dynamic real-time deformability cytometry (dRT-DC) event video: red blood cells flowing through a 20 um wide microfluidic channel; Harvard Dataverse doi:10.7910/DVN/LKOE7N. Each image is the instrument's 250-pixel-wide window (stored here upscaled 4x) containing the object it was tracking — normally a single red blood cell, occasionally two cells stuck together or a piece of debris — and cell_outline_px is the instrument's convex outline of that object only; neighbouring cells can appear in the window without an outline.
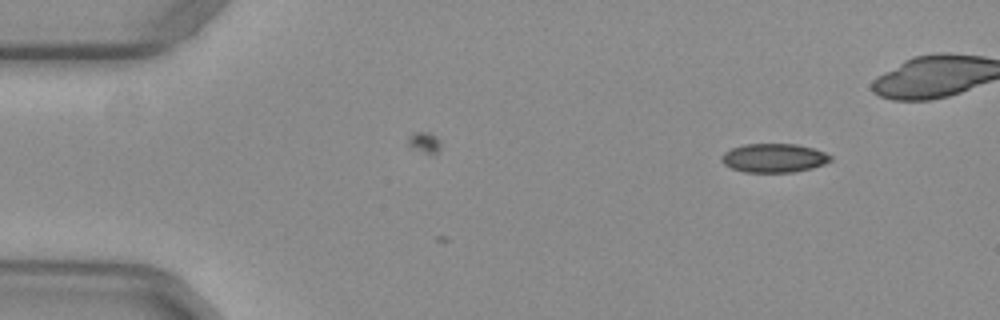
{"species": "common noctule bat (a hibernating species)", "species_latin": "Nyctalus noctula", "temperature_condition": "warm", "stored_images_in_passage": 2, "camera_frame_rate_fps": 3000, "um_per_image_px": 0.085, "animal": {"sex": "female", "body_mass_g": 29.2, "forearm_length_mm": 56.3}, "frame": {"image": 1, "passage_image": 2, "time_ms": 0.333, "image_size_px": [1000, 320], "cell_outline_px": [[832, 160], [824, 164], [812, 168], [792, 172], [744, 172], [732, 168], [724, 164], [720, 160], [720, 156], [724, 152], [732, 148], [744, 144], [796, 144], [812, 148], [824, 152], [832, 156]], "centroid_in_image_um": [65.77, 13.43], "position_along_channel_um": 19.2, "area_um2": 18.32}}